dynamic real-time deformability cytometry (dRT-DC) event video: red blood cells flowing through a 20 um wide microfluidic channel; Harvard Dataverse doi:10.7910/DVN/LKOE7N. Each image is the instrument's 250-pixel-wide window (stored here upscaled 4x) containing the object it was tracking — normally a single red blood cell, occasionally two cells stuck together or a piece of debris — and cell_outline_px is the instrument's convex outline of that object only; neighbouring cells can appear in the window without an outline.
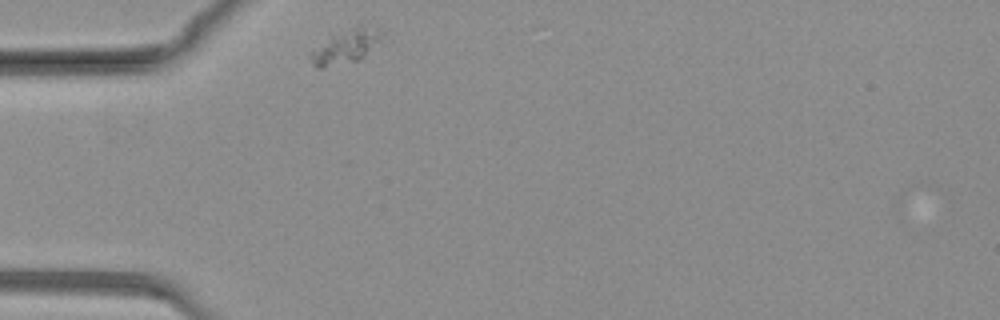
{"species": "common noctule bat (a hibernating species)", "species_latin": "Nyctalus noctula", "temperature_condition": "warm", "stored_images_in_passage": 50, "camera_frame_rate_fps": 3000, "um_per_image_px": 0.085, "animal": {"sex": "female", "body_mass_g": 19.3, "forearm_length_mm": 54.1}, "frame": {"image": 1, "passage_image": 1, "time_ms": 0.0, "image_size_px": [1000, 320], "cell_outline_px": [[388, 44], [356, 60], [324, 68], [316, 68], [312, 64], [308, 56], [308, 52], [332, 36], [360, 24], [380, 32]], "centroid_in_image_um": [29.47, 3.98], "position_along_channel_um": 55.5, "area_um2": 14.45}}
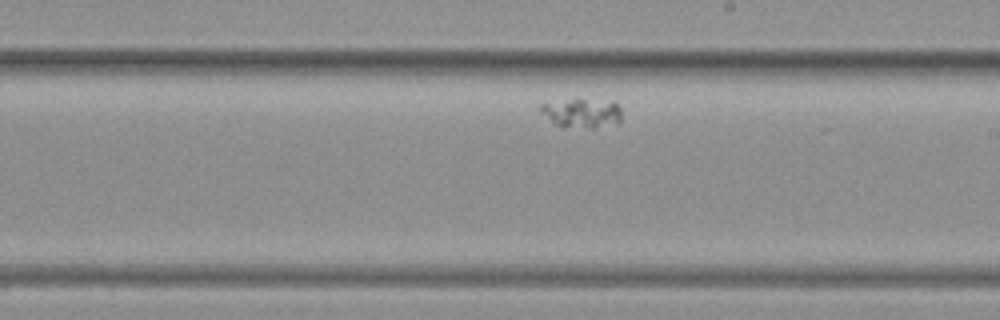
{"frame": {"image": 2, "passage_image": 29, "time_ms": 9.333, "image_size_px": [1000, 320], "cell_outline_px": [[620, 124], [592, 128], [560, 128], [540, 112], [540, 104], [572, 100], [612, 100], [620, 108]], "centroid_in_image_um": [49.49, 9.65], "position_along_channel_um": 239.5, "area_um2": 13.93}}
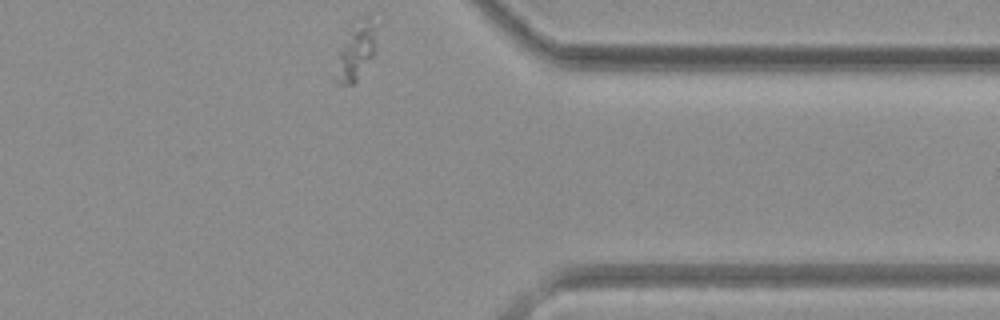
{"frame": {"image": 3, "passage_image": 50, "time_ms": 16.333, "image_size_px": [1000, 320], "cell_outline_px": [[376, 48], [372, 56], [356, 80], [352, 84], [336, 84], [332, 80], [348, 24], [352, 20], [368, 16], [376, 24]], "centroid_in_image_um": [30.23, 4.29], "position_along_channel_um": 381.2, "area_um2": 13.93}}